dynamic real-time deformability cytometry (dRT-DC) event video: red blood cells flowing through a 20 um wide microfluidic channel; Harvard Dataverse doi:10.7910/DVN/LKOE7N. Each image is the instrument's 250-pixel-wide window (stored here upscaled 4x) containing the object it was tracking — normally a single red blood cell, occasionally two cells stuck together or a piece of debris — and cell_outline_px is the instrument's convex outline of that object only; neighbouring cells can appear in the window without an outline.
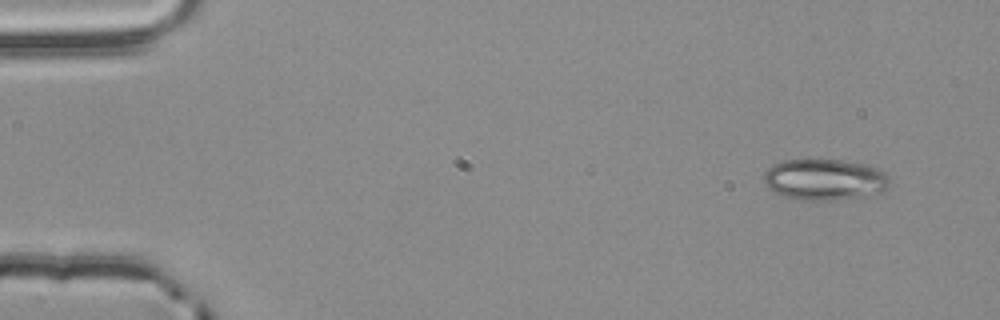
{"species": "common noctule bat (a hibernating species)", "species_latin": "Nyctalus noctula", "temperature_condition": "room temperature", "stored_images_in_passage": 4, "camera_frame_rate_fps": 3000, "um_per_image_px": 0.085, "animal": {"sex": "male", "body_mass_g": 20.4}, "frame": {"image": 1, "passage_image": 1, "time_ms": 0.0, "image_size_px": [1000, 320], "cell_outline_px": [[888, 188], [884, 192], [864, 196], [832, 200], [796, 200], [772, 192], [764, 184], [764, 172], [772, 164], [784, 160], [840, 160], [868, 164], [880, 168], [888, 176]], "centroid_in_image_um": [70.09, 15.26], "position_along_channel_um": 14.9, "area_um2": 30.58}}